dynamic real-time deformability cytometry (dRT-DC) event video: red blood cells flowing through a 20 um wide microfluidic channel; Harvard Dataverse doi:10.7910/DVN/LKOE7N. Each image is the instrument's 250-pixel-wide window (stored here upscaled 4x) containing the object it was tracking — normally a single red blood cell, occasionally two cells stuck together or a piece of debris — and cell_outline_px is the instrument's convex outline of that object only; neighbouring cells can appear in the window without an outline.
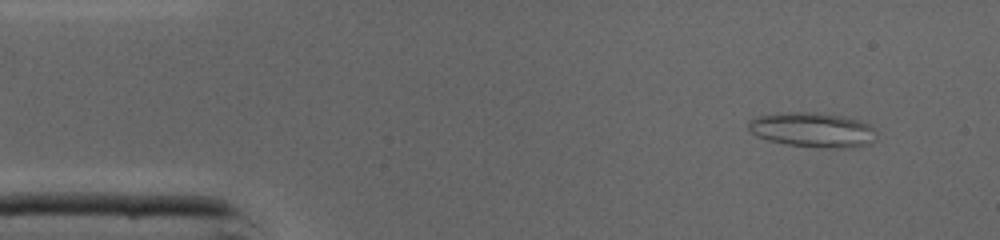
{"species": "common noctule bat (a hibernating species)", "species_latin": "Nyctalus noctula", "temperature_condition": "cold", "stored_images_in_passage": 45, "camera_frame_rate_fps": 3000, "um_per_image_px": 0.085, "animal": {"sex": "male", "body_mass_g": 19.0, "forearm_length_mm": 50.8}, "frame": {"image": 1, "passage_image": 4, "time_ms": 1.0, "image_size_px": [1000, 240], "cell_outline_px": [[876, 140], [872, 144], [848, 148], [832, 148], [784, 144], [768, 140], [756, 136], [748, 132], [748, 120], [756, 116], [780, 112], [816, 112], [840, 116], [860, 120], [868, 124], [876, 132]], "centroid_in_image_um": [69.05, 11.04], "position_along_channel_um": 16.0, "area_um2": 26.3}}
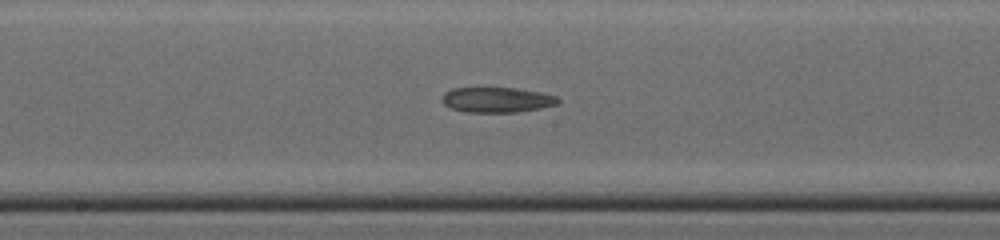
{"frame": {"image": 2, "passage_image": 23, "time_ms": 7.333, "image_size_px": [1000, 240], "cell_outline_px": [[560, 100], [556, 104], [540, 108], [516, 112], [468, 112], [452, 108], [444, 104], [440, 100], [440, 96], [444, 92], [452, 88], [512, 88], [540, 92], [556, 96]], "centroid_in_image_um": [42.18, 8.48], "position_along_channel_um": 206.0, "area_um2": 16.94}}
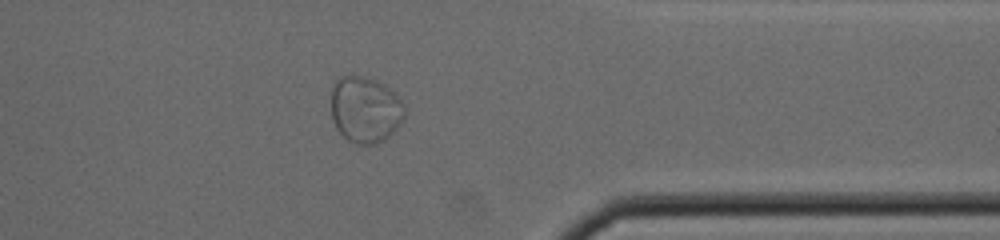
{"frame": {"image": 3, "passage_image": 36, "time_ms": 11.667, "image_size_px": [1000, 240], "cell_outline_px": [[404, 116], [400, 124], [384, 140], [376, 144], [356, 144], [348, 140], [336, 128], [332, 120], [332, 84], [336, 80], [344, 76], [360, 76], [376, 80], [388, 88], [404, 104]], "centroid_in_image_um": [31.02, 9.33], "position_along_channel_um": 380.4, "area_um2": 28.09}}